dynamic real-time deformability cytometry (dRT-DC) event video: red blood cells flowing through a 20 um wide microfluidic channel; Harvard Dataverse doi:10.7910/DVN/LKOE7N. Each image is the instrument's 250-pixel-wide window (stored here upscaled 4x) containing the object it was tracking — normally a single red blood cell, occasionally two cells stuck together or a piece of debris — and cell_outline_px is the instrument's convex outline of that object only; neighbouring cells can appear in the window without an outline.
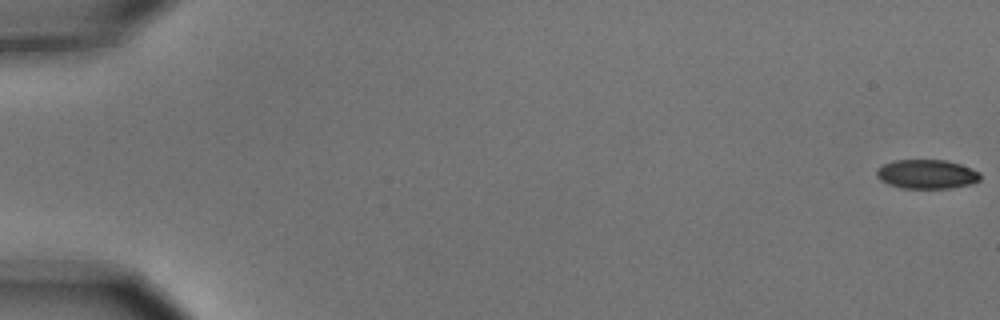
{"species": "common noctule bat (a hibernating species)", "species_latin": "Nyctalus noctula", "temperature_condition": "cold", "stored_images_in_passage": 5, "camera_frame_rate_fps": 3000, "um_per_image_px": 0.085, "animal": {"sex": "male", "body_mass_g": 15.6}, "frame": {"image": 1, "passage_image": 1, "time_ms": 0.0, "image_size_px": [1000, 320], "cell_outline_px": [[980, 180], [972, 184], [948, 188], [904, 188], [888, 184], [880, 180], [876, 176], [876, 168], [892, 160], [948, 160], [972, 168], [980, 172]], "centroid_in_image_um": [78.77, 14.79], "position_along_channel_um": 6.2, "area_um2": 17.74}}
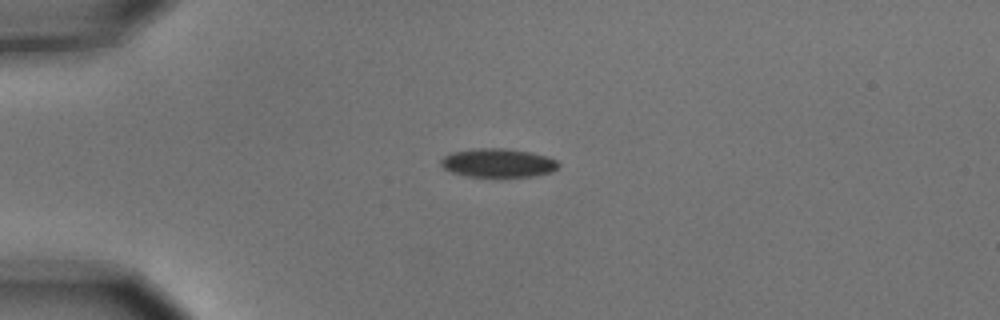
{"frame": {"image": 2, "passage_image": 5, "time_ms": 1.333, "image_size_px": [1000, 320], "cell_outline_px": [[560, 164], [552, 172], [532, 176], [468, 176], [452, 172], [444, 168], [440, 164], [440, 160], [444, 156], [452, 152], [476, 148], [504, 148], [532, 152], [548, 156], [556, 160]], "centroid_in_image_um": [42.34, 13.83], "position_along_channel_um": 42.7, "area_um2": 19.59}}